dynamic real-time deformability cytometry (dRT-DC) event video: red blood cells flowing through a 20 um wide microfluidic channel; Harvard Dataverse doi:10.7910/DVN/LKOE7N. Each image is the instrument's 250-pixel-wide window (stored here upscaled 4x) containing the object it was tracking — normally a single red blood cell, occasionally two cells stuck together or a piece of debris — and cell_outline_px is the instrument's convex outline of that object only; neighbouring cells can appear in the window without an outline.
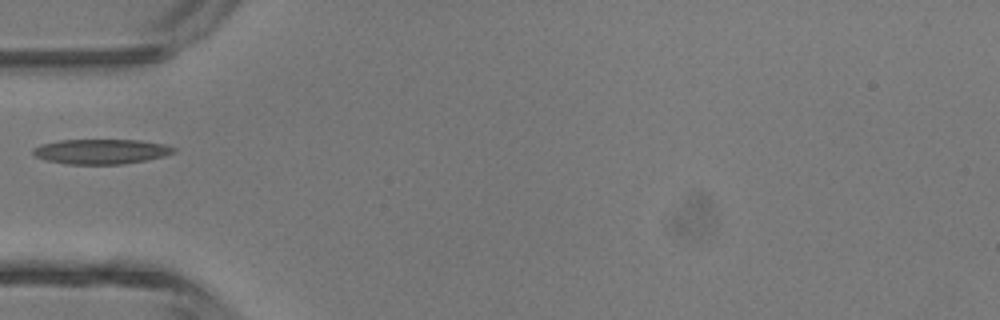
{"species": "common noctule bat (a hibernating species)", "species_latin": "Nyctalus noctula", "temperature_condition": "room temperature", "stored_images_in_passage": 1, "camera_frame_rate_fps": 3000, "um_per_image_px": 0.085, "animal": {"sex": "male", "body_mass_g": 13.3}, "frame": {"image": 1, "passage_image": 1, "time_ms": 0.0, "image_size_px": [1000, 320], "cell_outline_px": [[176, 152], [164, 156], [124, 164], [68, 164], [44, 160], [36, 156], [32, 152], [32, 148], [40, 144], [60, 140], [140, 140], [164, 144], [176, 148]], "centroid_in_image_um": [8.58, 12.87], "position_along_channel_um": 76.4, "area_um2": 20.46}}